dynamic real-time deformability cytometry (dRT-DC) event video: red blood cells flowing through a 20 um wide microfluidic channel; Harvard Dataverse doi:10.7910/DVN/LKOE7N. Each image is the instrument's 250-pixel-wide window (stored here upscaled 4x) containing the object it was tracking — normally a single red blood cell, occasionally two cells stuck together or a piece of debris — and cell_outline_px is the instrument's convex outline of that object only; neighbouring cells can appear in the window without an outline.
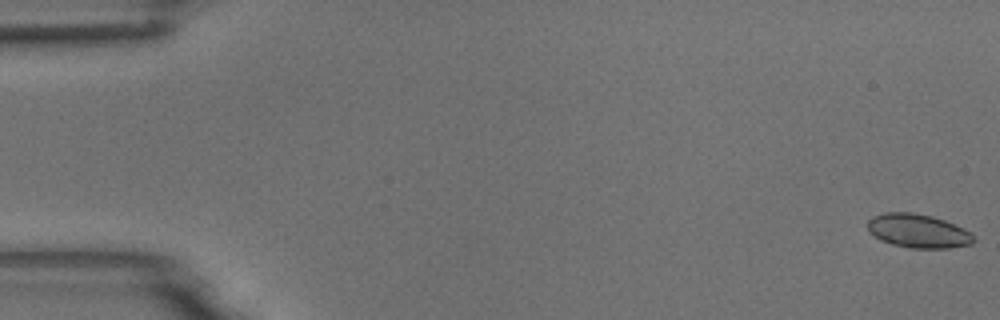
{"species": "common noctule bat (a hibernating species)", "species_latin": "Nyctalus noctula", "temperature_condition": "room temperature", "stored_images_in_passage": 5, "camera_frame_rate_fps": 3000, "um_per_image_px": 0.085, "animal": {"sex": "male", "body_mass_g": 18.8}, "frame": {"image": 1, "passage_image": 1, "time_ms": 0.0, "image_size_px": [1000, 320], "cell_outline_px": [[976, 240], [972, 244], [948, 248], [908, 248], [892, 244], [880, 240], [868, 232], [868, 220], [872, 216], [884, 212], [912, 212], [932, 216], [944, 220], [964, 228]], "centroid_in_image_um": [78.0, 19.63], "position_along_channel_um": 7.0, "area_um2": 20.98}}
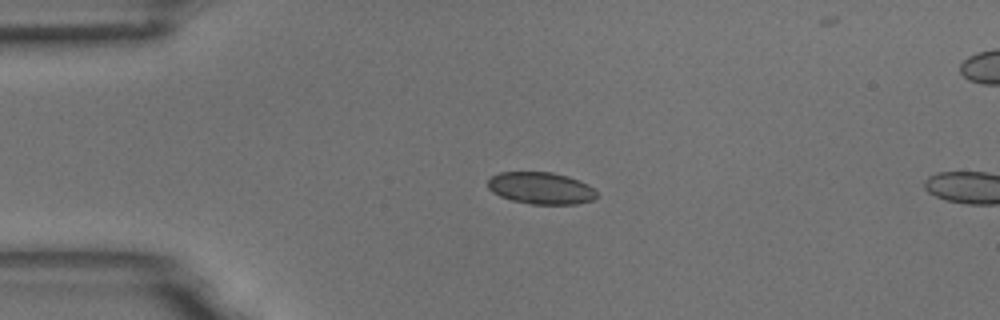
{"frame": {"image": 2, "passage_image": 4, "time_ms": 1.0, "image_size_px": [1000, 320], "cell_outline_px": [[596, 196], [592, 200], [576, 204], [532, 204], [512, 200], [500, 196], [492, 192], [488, 188], [488, 180], [492, 176], [500, 172], [552, 172], [568, 176], [580, 180], [588, 184], [596, 192]], "centroid_in_image_um": [45.97, 15.98], "position_along_channel_um": 39.0, "area_um2": 20.23}}